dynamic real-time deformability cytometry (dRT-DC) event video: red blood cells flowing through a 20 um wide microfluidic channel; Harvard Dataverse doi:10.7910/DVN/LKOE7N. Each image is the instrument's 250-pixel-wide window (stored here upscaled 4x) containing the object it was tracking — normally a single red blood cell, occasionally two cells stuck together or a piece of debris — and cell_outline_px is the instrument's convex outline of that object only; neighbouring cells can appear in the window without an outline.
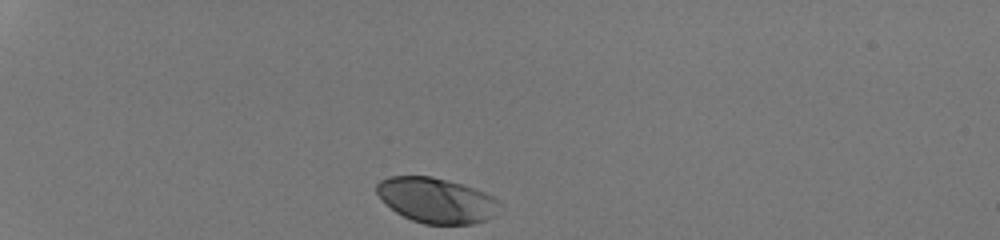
{"species": "human", "species_latin": "Homo sapiens", "temperature_condition": "room temperature", "stored_images_in_passage": 31, "camera_frame_rate_fps": 3000, "um_per_image_px": 0.085, "donor": {"sex": "male"}, "frame": {"image": 1, "passage_image": 1, "time_ms": 0.0, "image_size_px": [1000, 240], "cell_outline_px": [[504, 208], [488, 220], [472, 224], [424, 224], [412, 220], [396, 212], [376, 192], [376, 184], [380, 180], [388, 176], [432, 176], [448, 180], [484, 192], [500, 200], [504, 204]], "centroid_in_image_um": [37.17, 17.03], "position_along_channel_um": 47.8, "area_um2": 32.54}}
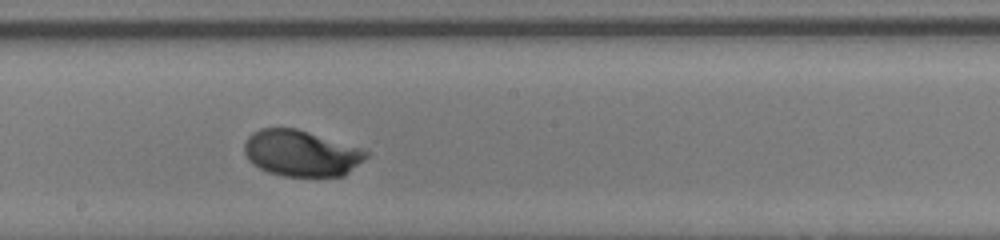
{"frame": {"image": 2, "passage_image": 18, "time_ms": 5.667, "image_size_px": [1000, 240], "cell_outline_px": [[368, 156], [364, 160], [344, 176], [284, 176], [268, 172], [252, 164], [248, 160], [244, 152], [244, 144], [248, 136], [252, 132], [260, 128], [296, 128], [360, 148], [368, 152]], "centroid_in_image_um": [25.57, 13.03], "position_along_channel_um": 222.6, "area_um2": 32.66}}
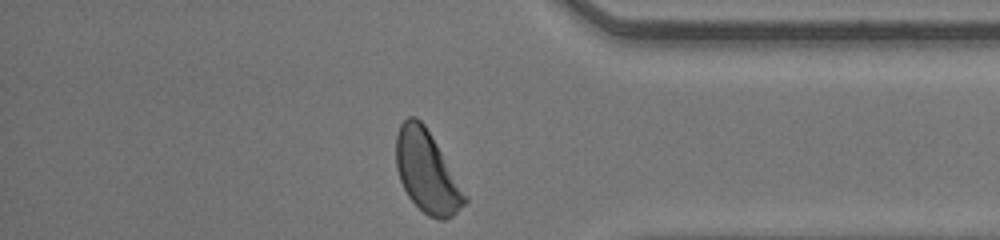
{"frame": {"image": 3, "passage_image": 31, "time_ms": 10.0, "image_size_px": [1000, 240], "cell_outline_px": [[468, 200], [452, 216], [444, 220], [440, 220], [428, 216], [408, 196], [400, 180], [396, 168], [396, 136], [400, 124], [408, 116], [416, 116], [424, 124], [468, 196]], "centroid_in_image_um": [36.28, 14.6], "position_along_channel_um": 398.9, "area_um2": 32.37}, "authors_computed_cell_mechanics": {"area_um2": 32.1368, "velocity_mm_per_s": 4.2184, "shape_relaxation_time_tau1_ms": 1.3307, "shape_relaxation_time_tau2_ms": null, "deformation_change_tau1": 0.1183, "deformation_change_tau2": null}}